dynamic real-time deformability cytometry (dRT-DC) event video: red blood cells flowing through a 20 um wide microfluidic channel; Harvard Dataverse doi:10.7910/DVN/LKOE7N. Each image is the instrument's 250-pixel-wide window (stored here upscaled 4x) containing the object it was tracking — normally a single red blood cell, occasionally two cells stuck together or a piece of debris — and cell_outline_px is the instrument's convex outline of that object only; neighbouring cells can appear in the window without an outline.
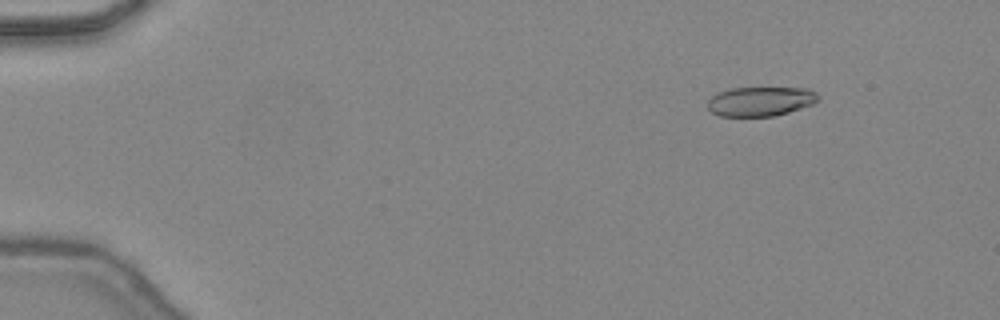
{"species": "common noctule bat (a hibernating species)", "species_latin": "Nyctalus noctula", "temperature_condition": "warm", "stored_images_in_passage": 46, "camera_frame_rate_fps": 3000, "um_per_image_px": 0.085, "animal": {"sex": "female", "body_mass_g": 24.6, "forearm_length_mm": 56.2}, "frame": {"image": 1, "passage_image": 5, "time_ms": 1.333, "image_size_px": [1000, 320], "cell_outline_px": [[820, 100], [812, 104], [788, 112], [772, 116], [720, 116], [712, 112], [708, 108], [708, 100], [716, 92], [728, 88], [808, 88], [816, 92], [820, 96]], "centroid_in_image_um": [64.64, 8.6], "position_along_channel_um": 20.4, "area_um2": 19.02}}
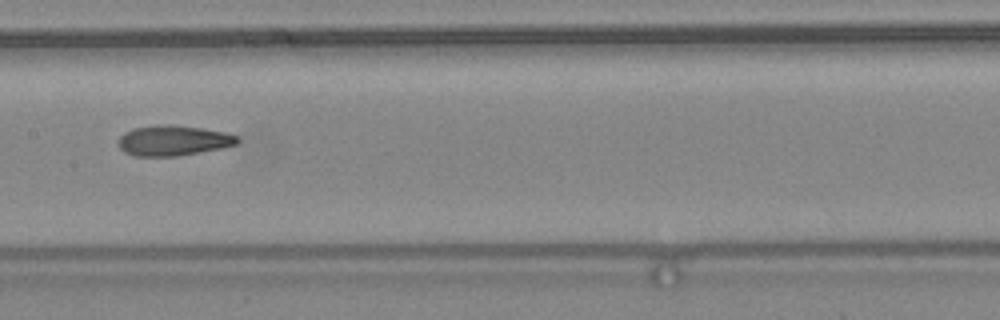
{"frame": {"image": 2, "passage_image": 24, "time_ms": 7.667, "image_size_px": [1000, 320], "cell_outline_px": [[240, 140], [236, 144], [224, 148], [180, 156], [132, 156], [124, 152], [120, 148], [116, 140], [124, 132], [132, 128], [160, 124], [164, 124], [200, 128], [224, 132], [236, 136]], "centroid_in_image_um": [14.68, 11.96], "position_along_channel_um": 192.7, "area_um2": 21.21}}
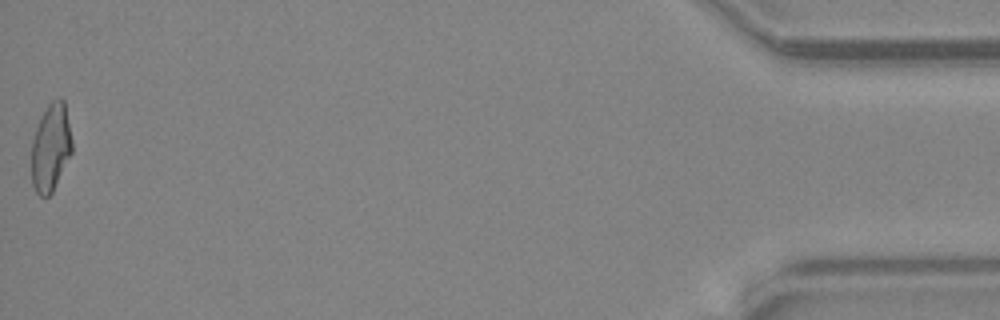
{"frame": {"image": 3, "passage_image": 46, "time_ms": 15.0, "image_size_px": [1000, 320], "cell_outline_px": [[72, 152], [52, 192], [48, 196], [40, 196], [36, 192], [32, 184], [32, 140], [40, 116], [48, 104], [52, 100], [60, 96], [64, 100], [72, 140]], "centroid_in_image_um": [4.31, 12.5], "position_along_channel_um": 430.9, "area_um2": 20.69}, "authors_computed_cell_mechanics": {"area_um2": 20.808, "velocity_mm_per_s": 4.4885, "shape_relaxation_time_tau1_ms": 10.7983, "shape_relaxation_time_tau2_ms": 2.4195, "deformation_change_tau1": 0.3227, "deformation_change_tau2": 0.1077}}